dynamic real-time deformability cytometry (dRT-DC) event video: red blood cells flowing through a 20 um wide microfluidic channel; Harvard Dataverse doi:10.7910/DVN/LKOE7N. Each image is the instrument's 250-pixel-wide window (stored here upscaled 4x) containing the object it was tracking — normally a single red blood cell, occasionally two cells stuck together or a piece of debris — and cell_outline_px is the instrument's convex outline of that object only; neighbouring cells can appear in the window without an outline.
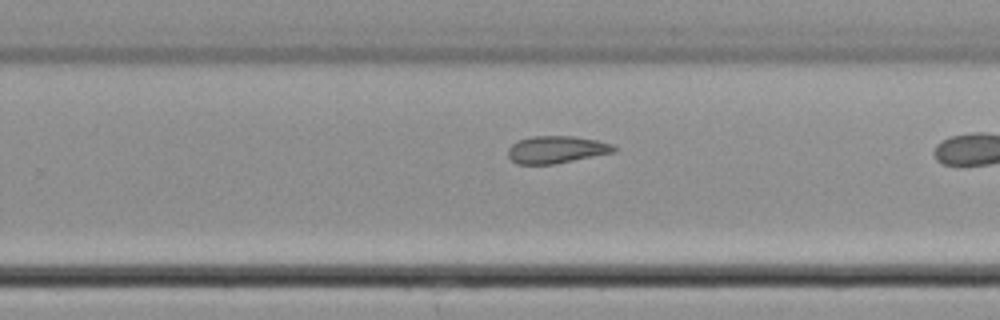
{"species": "common noctule bat (a hibernating species)", "species_latin": "Nyctalus noctula", "temperature_condition": "cold", "stored_images_in_passage": 22, "camera_frame_rate_fps": 3000, "um_per_image_px": 0.085, "animal": {"sex": "male", "body_mass_g": 21.5, "forearm_length_mm": 52.0}, "frame": {"image": 1, "passage_image": 16, "time_ms": 5.0, "image_size_px": [1000, 320], "cell_outline_px": [[616, 152], [556, 164], [516, 164], [508, 156], [508, 148], [516, 140], [532, 136], [572, 136], [596, 140], [612, 144], [616, 148]], "centroid_in_image_um": [47.28, 12.72], "position_along_channel_um": 282.5, "area_um2": 16.99}}